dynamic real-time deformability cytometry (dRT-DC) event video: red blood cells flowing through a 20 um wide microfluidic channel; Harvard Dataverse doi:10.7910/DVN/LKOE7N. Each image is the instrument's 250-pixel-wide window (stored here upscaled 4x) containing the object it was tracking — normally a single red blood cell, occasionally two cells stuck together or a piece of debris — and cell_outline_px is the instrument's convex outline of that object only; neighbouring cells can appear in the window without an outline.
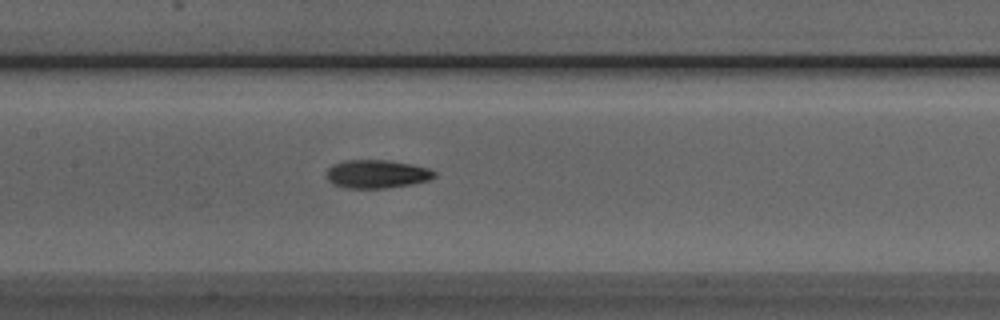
{"species": "Egyptian fruit bat (a non-hibernating species)", "species_latin": "Rousettus aegyptiacus", "temperature_condition": "room temperature", "stored_images_in_passage": 5, "camera_frame_rate_fps": 3000, "um_per_image_px": 0.085, "animal": {"sex": "male"}, "frame": {"image": 1, "passage_image": 5, "time_ms": 1.333, "image_size_px": [1000, 320], "cell_outline_px": [[436, 176], [428, 180], [412, 184], [388, 188], [344, 188], [332, 184], [324, 176], [328, 168], [332, 164], [344, 160], [388, 160], [412, 164], [428, 168], [436, 172]], "centroid_in_image_um": [31.99, 14.79], "position_along_channel_um": 175.4, "area_um2": 18.09}}